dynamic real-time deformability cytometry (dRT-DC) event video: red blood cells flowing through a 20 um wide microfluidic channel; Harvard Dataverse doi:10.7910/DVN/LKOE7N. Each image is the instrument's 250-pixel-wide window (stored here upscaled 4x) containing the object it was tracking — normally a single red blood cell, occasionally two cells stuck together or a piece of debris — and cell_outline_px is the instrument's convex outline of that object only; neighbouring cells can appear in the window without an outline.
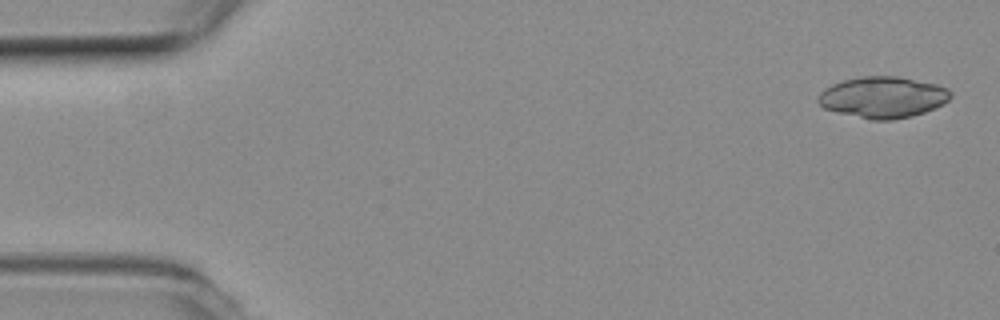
{"species": "common noctule bat (a hibernating species)", "species_latin": "Nyctalus noctula", "temperature_condition": "room temperature", "stored_images_in_passage": 14, "camera_frame_rate_fps": 3000, "um_per_image_px": 0.085, "animal": {"sex": "female", "body_mass_g": 19.3, "forearm_length_mm": 54.1}, "frame": {"image": 1, "passage_image": 1, "time_ms": 0.0, "image_size_px": [1000, 320], "cell_outline_px": [[952, 96], [944, 104], [924, 112], [912, 116], [892, 120], [872, 120], [824, 108], [816, 100], [820, 92], [832, 84], [840, 80], [864, 76], [896, 76], [936, 84], [948, 88], [952, 92]], "centroid_in_image_um": [75.06, 8.26], "position_along_channel_um": 9.9, "area_um2": 31.79}}